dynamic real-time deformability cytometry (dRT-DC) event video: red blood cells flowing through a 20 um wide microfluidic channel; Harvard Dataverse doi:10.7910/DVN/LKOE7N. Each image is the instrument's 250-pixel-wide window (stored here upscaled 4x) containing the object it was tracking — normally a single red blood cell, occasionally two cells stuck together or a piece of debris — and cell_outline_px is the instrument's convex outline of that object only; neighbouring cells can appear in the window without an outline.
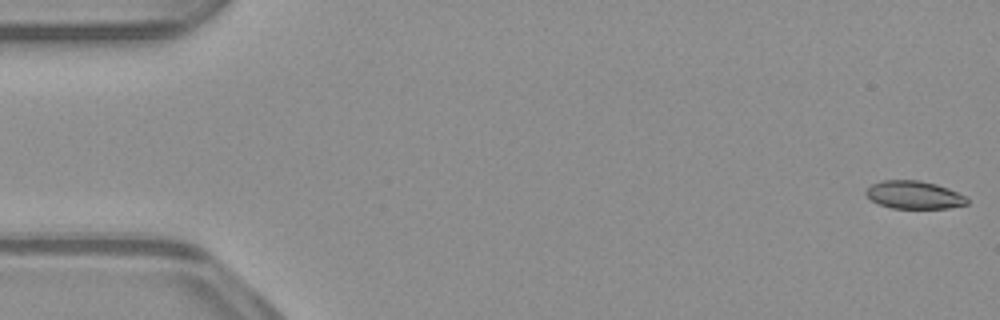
{"species": "common noctule bat (a hibernating species)", "species_latin": "Nyctalus noctula", "temperature_condition": "warm", "stored_images_in_passage": 52, "camera_frame_rate_fps": 3000, "um_per_image_px": 0.085, "animal": {"sex": "male", "body_mass_g": 23.1, "forearm_length_mm": 52.7}, "frame": {"image": 1, "passage_image": 1, "time_ms": 0.0, "image_size_px": [1000, 320], "cell_outline_px": [[968, 204], [948, 208], [892, 208], [880, 204], [872, 200], [864, 192], [872, 184], [880, 180], [920, 180], [936, 184], [948, 188], [964, 196], [968, 200]], "centroid_in_image_um": [77.69, 16.56], "position_along_channel_um": 7.3, "area_um2": 16.3}}
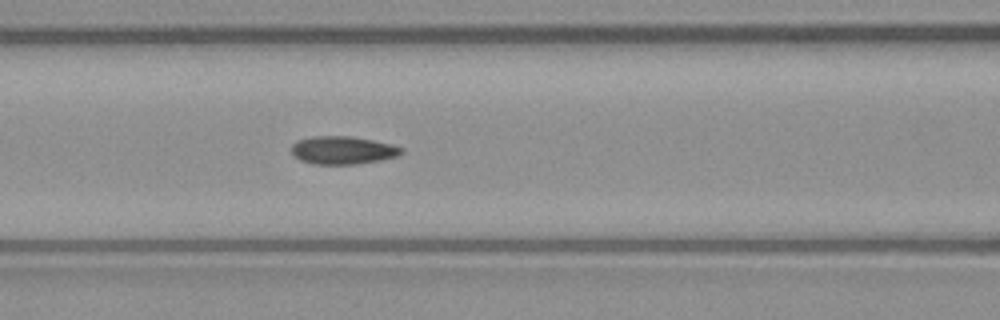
{"frame": {"image": 2, "passage_image": 22, "time_ms": 7.0, "image_size_px": [1000, 320], "cell_outline_px": [[404, 152], [396, 156], [380, 160], [356, 164], [312, 164], [300, 160], [292, 152], [292, 144], [296, 140], [312, 136], [348, 136], [372, 140], [392, 144], [404, 148]], "centroid_in_image_um": [29.13, 12.76], "position_along_channel_um": 137.5, "area_um2": 17.92}}
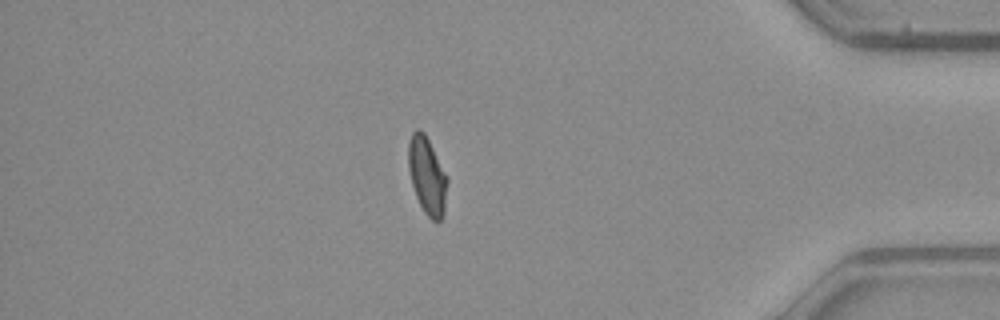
{"frame": {"image": 3, "passage_image": 45, "time_ms": 14.667, "image_size_px": [1000, 320], "cell_outline_px": [[448, 180], [444, 212], [440, 220], [432, 220], [424, 212], [416, 196], [412, 184], [408, 168], [408, 144], [412, 132], [416, 128], [420, 128], [424, 132], [448, 176]], "centroid_in_image_um": [36.3, 14.9], "position_along_channel_um": 398.9, "area_um2": 17.57}, "authors_computed_cell_mechanics": {"area_um2": 17.5712, "velocity_mm_per_s": 3.9559, "shape_relaxation_time_tau1_ms": null, "shape_relaxation_time_tau2_ms": 1.438, "deformation_change_tau1": null, "deformation_change_tau2": 0.0616}}